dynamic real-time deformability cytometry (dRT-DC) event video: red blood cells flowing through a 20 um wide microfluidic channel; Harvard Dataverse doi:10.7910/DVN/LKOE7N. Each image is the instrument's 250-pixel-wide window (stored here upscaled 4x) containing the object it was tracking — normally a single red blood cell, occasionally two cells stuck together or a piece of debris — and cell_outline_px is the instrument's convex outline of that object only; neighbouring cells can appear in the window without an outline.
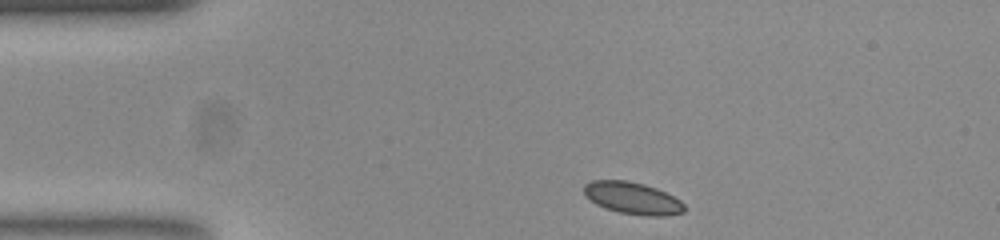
{"species": "common noctule bat (a hibernating species)", "species_latin": "Nyctalus noctula", "temperature_condition": "room temperature", "stored_images_in_passage": 44, "camera_frame_rate_fps": 3000, "um_per_image_px": 0.085, "animal": {"sex": "female", "body_mass_g": 23.0, "forearm_length_mm": 53.4}, "frame": {"image": 1, "passage_image": 1, "time_ms": 0.0, "image_size_px": [1000, 240], "cell_outline_px": [[684, 212], [664, 216], [644, 216], [620, 212], [604, 208], [596, 204], [584, 196], [584, 184], [592, 180], [628, 180], [644, 184], [656, 188], [680, 200], [684, 204]], "centroid_in_image_um": [53.73, 16.84], "position_along_channel_um": 31.3, "area_um2": 18.79}}
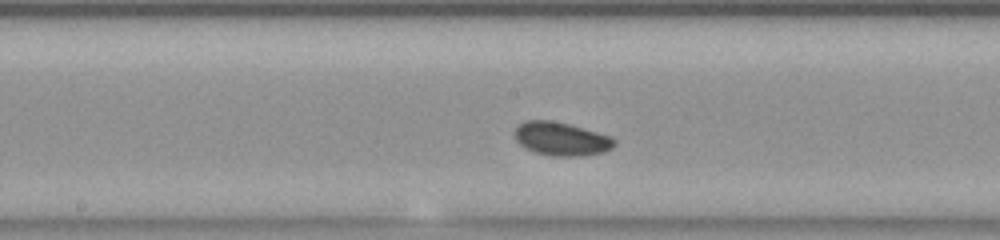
{"frame": {"image": 2, "passage_image": 18, "time_ms": 5.667, "image_size_px": [1000, 240], "cell_outline_px": [[616, 144], [612, 148], [604, 152], [580, 156], [552, 156], [536, 152], [524, 148], [516, 140], [512, 132], [524, 120], [552, 120], [568, 124], [612, 136], [616, 140]], "centroid_in_image_um": [47.7, 11.8], "position_along_channel_um": 200.5, "area_um2": 19.59}}
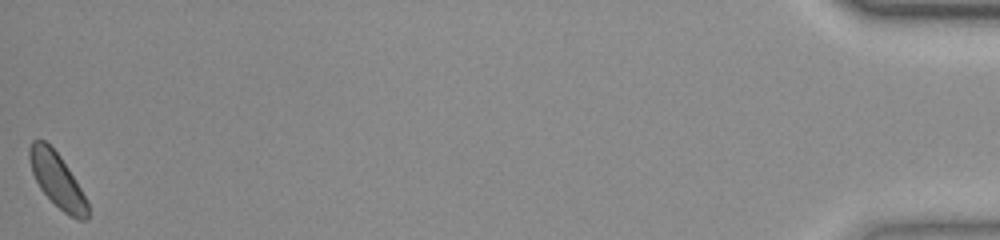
{"frame": {"image": 3, "passage_image": 44, "time_ms": 14.333, "image_size_px": [1000, 240], "cell_outline_px": [[88, 216], [84, 220], [80, 220], [68, 216], [40, 188], [32, 172], [28, 156], [28, 148], [32, 140], [44, 140], [60, 156], [68, 168], [80, 188], [88, 204]], "centroid_in_image_um": [4.83, 15.29], "position_along_channel_um": 430.4, "area_um2": 18.03}, "authors_computed_cell_mechanics": {"area_um2": 18.6405, "velocity_mm_per_s": 3.832, "shape_relaxation_time_tau1_ms": 5.1907, "shape_relaxation_time_tau2_ms": null, "deformation_change_tau1": 0.111, "deformation_change_tau2": null}}